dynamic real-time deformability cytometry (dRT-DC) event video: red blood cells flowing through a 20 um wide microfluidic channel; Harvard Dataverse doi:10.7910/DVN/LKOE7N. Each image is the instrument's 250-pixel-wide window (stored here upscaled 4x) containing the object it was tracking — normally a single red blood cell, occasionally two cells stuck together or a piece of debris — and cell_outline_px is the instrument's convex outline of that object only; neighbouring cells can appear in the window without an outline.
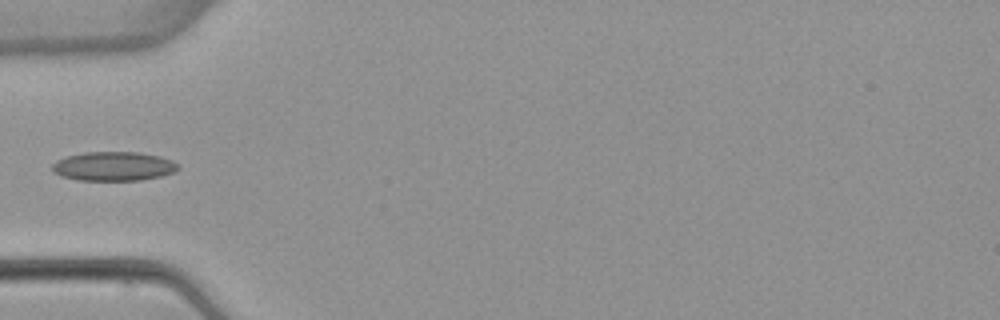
{"species": "common noctule bat (a hibernating species)", "species_latin": "Nyctalus noctula", "temperature_condition": "warm", "stored_images_in_passage": 4, "camera_frame_rate_fps": 3000, "um_per_image_px": 0.085, "animal": {"sex": "female", "body_mass_g": 22.7, "forearm_length_mm": 54.2}, "frame": {"image": 1, "passage_image": 4, "time_ms": 3.667, "image_size_px": [1000, 320], "cell_outline_px": [[180, 168], [172, 172], [160, 176], [140, 180], [80, 180], [60, 176], [52, 172], [52, 164], [56, 160], [64, 156], [84, 152], [140, 152], [160, 156], [172, 160], [180, 164]], "centroid_in_image_um": [9.63, 14.12], "position_along_channel_um": 75.4, "area_um2": 21.56}}